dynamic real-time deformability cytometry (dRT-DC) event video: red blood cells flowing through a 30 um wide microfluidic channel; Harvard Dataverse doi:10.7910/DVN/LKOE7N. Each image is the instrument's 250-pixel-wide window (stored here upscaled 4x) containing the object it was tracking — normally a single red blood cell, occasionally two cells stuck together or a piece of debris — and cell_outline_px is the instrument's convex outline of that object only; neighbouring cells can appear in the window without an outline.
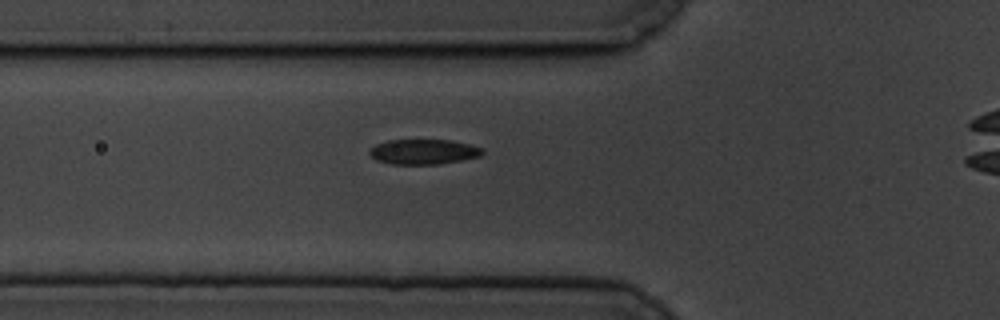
{"species": "common noctule bat (a hibernating species)", "species_latin": "Nyctalus noctula", "temperature_condition": "cold", "stored_images_in_passage": 45, "camera_frame_rate_fps": 3000, "um_per_image_px": 0.085, "animal": {"sex": "male", "body_mass_g": 19.5, "forearm_length_mm": 54.6}, "frame": {"image": 1, "passage_image": 13, "time_ms": 4.0, "image_size_px": [1000, 320], "cell_outline_px": [[484, 152], [480, 156], [440, 164], [392, 164], [376, 160], [368, 152], [376, 144], [388, 140], [452, 140], [484, 148]], "centroid_in_image_um": [36.01, 12.9], "position_along_channel_um": 89.8, "area_um2": 16.42}}
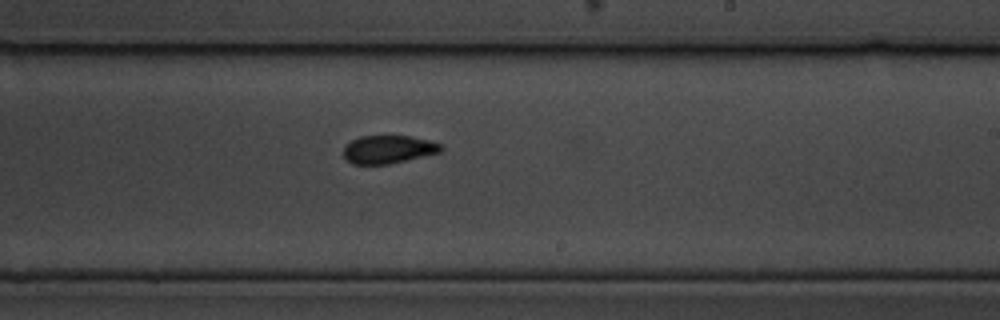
{"frame": {"image": 2, "passage_image": 28, "time_ms": 9.0, "image_size_px": [1000, 320], "cell_outline_px": [[444, 148], [440, 152], [388, 164], [352, 164], [344, 156], [344, 144], [360, 136], [408, 136], [428, 140], [444, 144]], "centroid_in_image_um": [33.01, 12.69], "position_along_channel_um": 256.0, "area_um2": 15.9}}
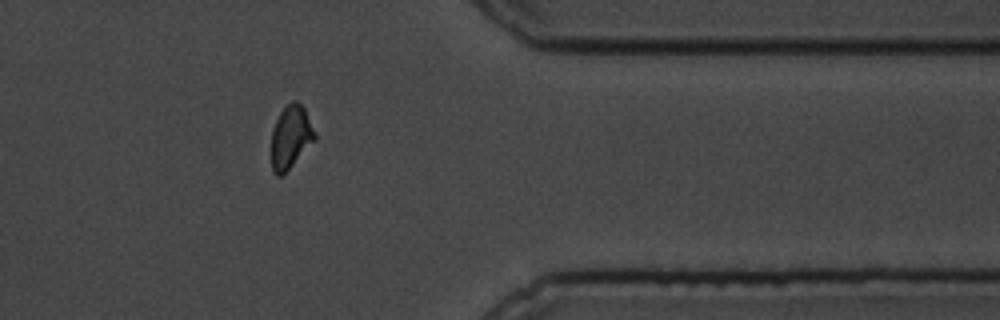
{"frame": {"image": 3, "passage_image": 41, "time_ms": 13.333, "image_size_px": [1000, 320], "cell_outline_px": [[316, 140], [280, 176], [276, 176], [272, 172], [272, 128], [280, 112], [292, 100], [296, 100], [304, 108], [316, 132]], "centroid_in_image_um": [24.72, 11.62], "position_along_channel_um": 386.7, "area_um2": 15.78}}